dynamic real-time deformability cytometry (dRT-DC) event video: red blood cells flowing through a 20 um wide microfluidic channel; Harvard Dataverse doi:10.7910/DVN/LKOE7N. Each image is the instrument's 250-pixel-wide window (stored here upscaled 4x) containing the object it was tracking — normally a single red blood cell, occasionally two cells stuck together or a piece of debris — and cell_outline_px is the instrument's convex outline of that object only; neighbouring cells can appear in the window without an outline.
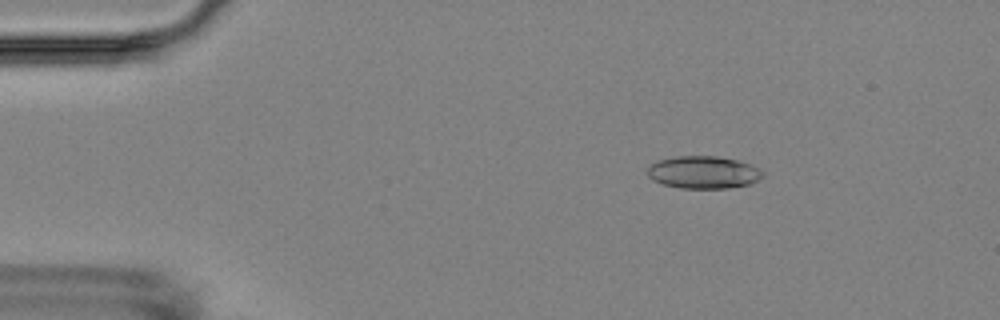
{"species": "Egyptian fruit bat (a non-hibernating species)", "species_latin": "Rousettus aegyptiacus", "temperature_condition": "room temperature", "stored_images_in_passage": 8, "camera_frame_rate_fps": 3000, "um_per_image_px": 0.085, "animal": {"sex": "female"}, "frame": {"image": 1, "passage_image": 3, "time_ms": 2.333, "image_size_px": [1000, 320], "cell_outline_px": [[764, 176], [760, 180], [748, 184], [728, 188], [680, 188], [664, 184], [648, 176], [648, 168], [656, 160], [672, 156], [716, 156], [736, 160], [748, 164], [764, 172]], "centroid_in_image_um": [59.79, 14.64], "position_along_channel_um": 25.2, "area_um2": 21.68}}
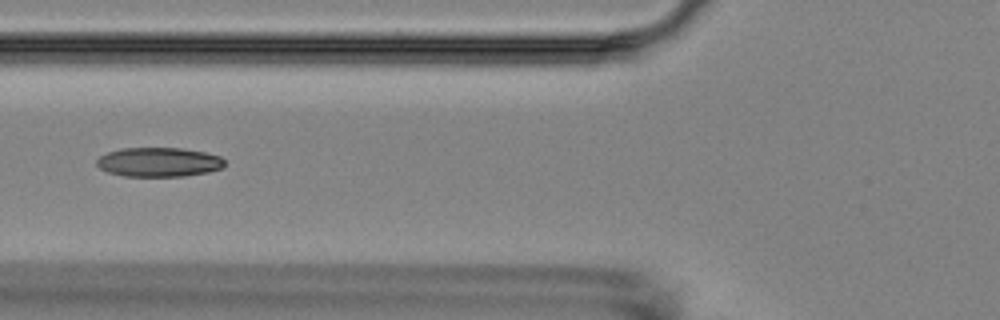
{"frame": {"image": 2, "passage_image": 7, "time_ms": 6.667, "image_size_px": [1000, 320], "cell_outline_px": [[224, 168], [208, 172], [184, 176], [124, 176], [108, 172], [100, 168], [96, 164], [96, 160], [100, 156], [108, 152], [120, 148], [180, 148], [204, 152], [220, 156], [224, 160]], "centroid_in_image_um": [13.5, 13.78], "position_along_channel_um": 112.3, "area_um2": 21.85}}
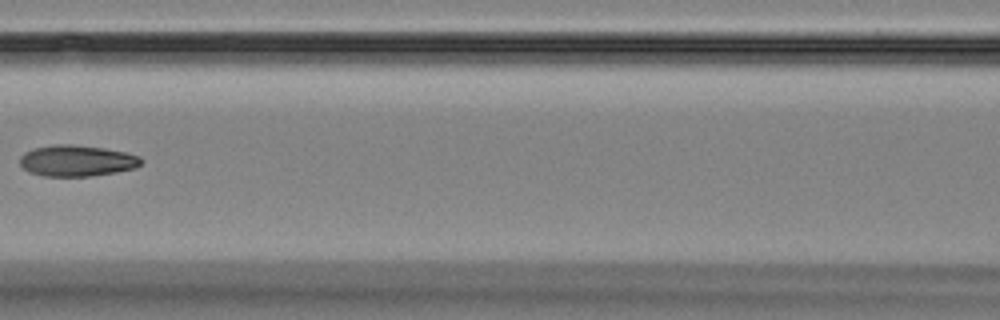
{"frame": {"image": 3, "passage_image": 8, "time_ms": 8.0, "image_size_px": [1000, 320], "cell_outline_px": [[144, 160], [136, 168], [116, 172], [88, 176], [44, 176], [28, 172], [20, 164], [20, 156], [24, 152], [32, 148], [56, 144], [72, 144], [104, 148], [124, 152], [140, 156]], "centroid_in_image_um": [6.52, 13.65], "position_along_channel_um": 160.1, "area_um2": 22.14}}